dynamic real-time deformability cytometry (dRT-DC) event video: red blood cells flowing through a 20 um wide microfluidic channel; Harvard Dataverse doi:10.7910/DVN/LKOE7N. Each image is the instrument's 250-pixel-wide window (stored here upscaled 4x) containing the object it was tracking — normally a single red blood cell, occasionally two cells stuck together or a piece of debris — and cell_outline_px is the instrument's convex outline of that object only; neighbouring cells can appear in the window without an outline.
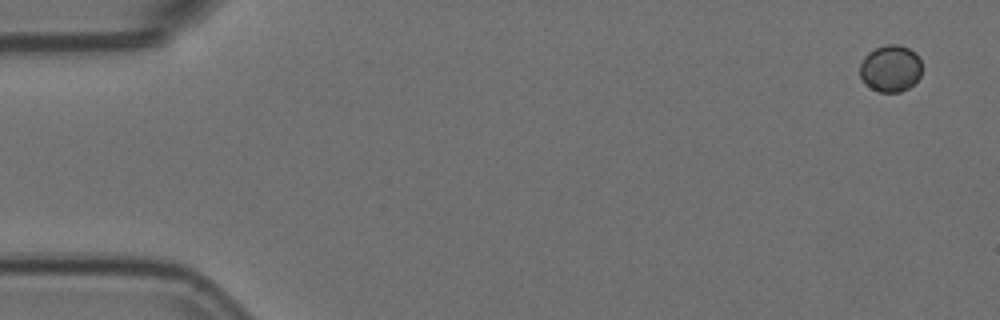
{"species": "Egyptian fruit bat (a non-hibernating species)", "species_latin": "Rousettus aegyptiacus", "temperature_condition": "room temperature", "stored_images_in_passage": 9, "camera_frame_rate_fps": 3000, "um_per_image_px": 0.085, "animal": {"sex": "female"}, "frame": {"image": 1, "passage_image": 1, "time_ms": 0.0, "image_size_px": [1000, 320], "cell_outline_px": [[920, 76], [908, 88], [900, 92], [880, 92], [872, 88], [860, 76], [860, 64], [864, 56], [868, 52], [876, 48], [888, 44], [896, 44], [908, 48], [916, 52], [920, 60]], "centroid_in_image_um": [75.69, 5.8], "position_along_channel_um": 9.3, "area_um2": 16.7}}
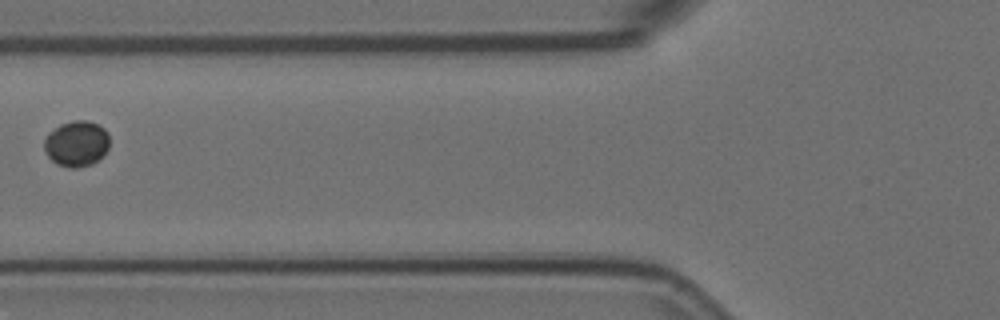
{"frame": {"image": 2, "passage_image": 6, "time_ms": 1.667, "image_size_px": [1000, 320], "cell_outline_px": [[108, 148], [92, 164], [76, 168], [68, 168], [56, 164], [48, 156], [44, 148], [44, 140], [48, 132], [60, 124], [72, 120], [88, 120], [104, 128], [108, 132]], "centroid_in_image_um": [6.47, 12.2], "position_along_channel_um": 119.3, "area_um2": 17.4}}
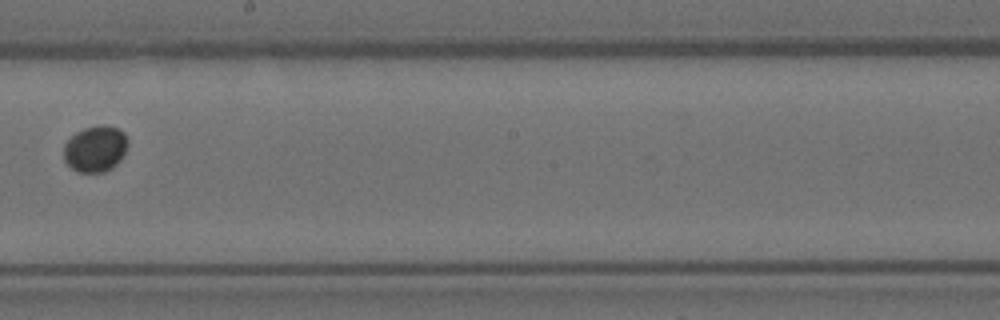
{"frame": {"image": 3, "passage_image": 9, "time_ms": 2.667, "image_size_px": [1000, 320], "cell_outline_px": [[128, 144], [120, 160], [112, 168], [104, 172], [80, 172], [72, 168], [64, 160], [64, 144], [76, 132], [84, 128], [100, 124], [104, 124], [120, 128], [124, 132], [128, 140]], "centroid_in_image_um": [8.12, 12.62], "position_along_channel_um": 240.1, "area_um2": 17.34}}